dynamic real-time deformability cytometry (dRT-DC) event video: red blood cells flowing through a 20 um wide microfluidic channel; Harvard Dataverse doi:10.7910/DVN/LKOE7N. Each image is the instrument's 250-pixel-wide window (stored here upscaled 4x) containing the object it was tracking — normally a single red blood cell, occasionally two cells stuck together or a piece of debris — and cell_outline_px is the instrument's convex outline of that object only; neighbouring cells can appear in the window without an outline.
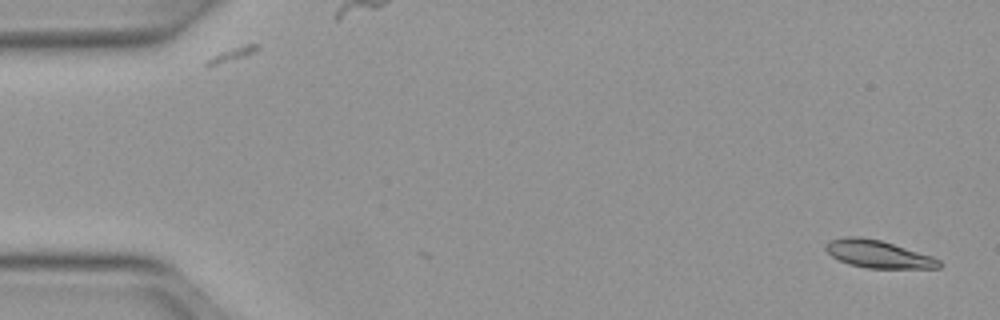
{"species": "Egyptian fruit bat (a non-hibernating species)", "species_latin": "Rousettus aegyptiacus", "temperature_condition": "warm", "stored_images_in_passage": 51, "camera_frame_rate_fps": 3000, "um_per_image_px": 0.085, "animal": {"sex": "female"}, "frame": {"image": 1, "passage_image": 2, "time_ms": 0.333, "image_size_px": [1000, 320], "cell_outline_px": [[940, 268], [868, 268], [848, 264], [832, 256], [824, 248], [828, 240], [852, 236], [880, 240], [932, 256], [940, 260]], "centroid_in_image_um": [74.63, 21.6], "position_along_channel_um": 10.4, "area_um2": 17.92}}
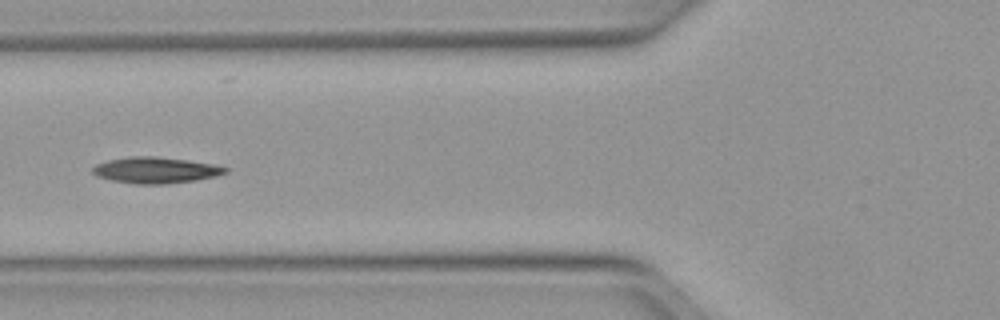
{"frame": {"image": 2, "passage_image": 20, "time_ms": 6.333, "image_size_px": [1000, 320], "cell_outline_px": [[228, 172], [216, 176], [196, 180], [164, 184], [136, 184], [112, 180], [96, 176], [92, 172], [92, 168], [96, 164], [108, 160], [132, 156], [152, 156], [188, 160], [212, 164], [228, 168]], "centroid_in_image_um": [13.22, 14.46], "position_along_channel_um": 112.6, "area_um2": 20.11}}
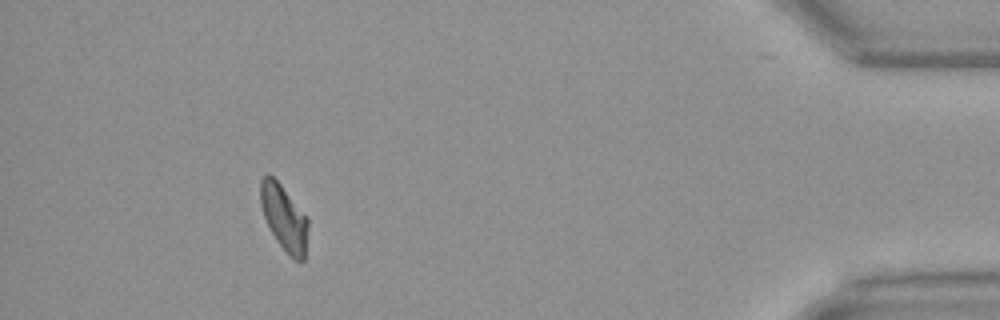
{"frame": {"image": 3, "passage_image": 47, "time_ms": 15.333, "image_size_px": [1000, 320], "cell_outline_px": [[308, 228], [304, 260], [292, 260], [288, 256], [276, 240], [264, 216], [260, 204], [260, 180], [268, 172], [280, 184], [308, 216]], "centroid_in_image_um": [24.15, 18.51], "position_along_channel_um": 411.0, "area_um2": 18.32}, "authors_computed_cell_mechanics": {"area_um2": 18.7272, "velocity_mm_per_s": 3.9896, "shape_relaxation_time_tau1_ms": 6.0807, "shape_relaxation_time_tau2_ms": null, "deformation_change_tau1": 0.1836, "deformation_change_tau2": null}}